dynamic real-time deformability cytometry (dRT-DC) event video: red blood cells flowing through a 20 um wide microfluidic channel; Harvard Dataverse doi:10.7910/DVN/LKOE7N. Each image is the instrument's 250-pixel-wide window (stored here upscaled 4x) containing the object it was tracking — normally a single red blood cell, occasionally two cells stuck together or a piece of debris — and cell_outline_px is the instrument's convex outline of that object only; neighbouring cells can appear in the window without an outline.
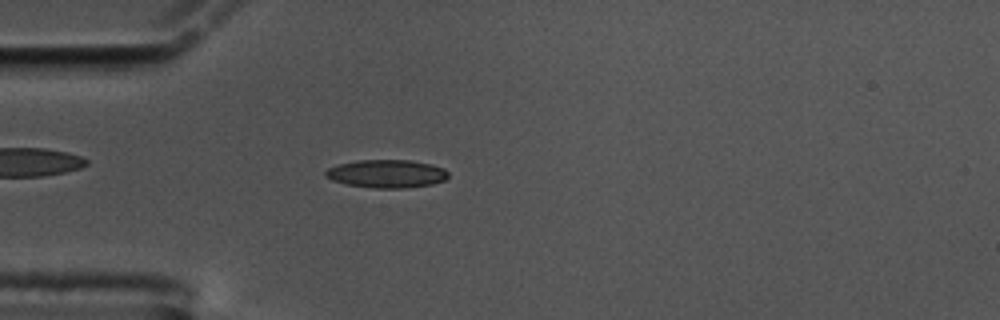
{"species": "common noctule bat (a hibernating species)", "species_latin": "Nyctalus noctula", "temperature_condition": "cold", "stored_images_in_passage": 48, "camera_frame_rate_fps": 3000, "um_per_image_px": 0.085, "animal": {"sex": "male", "body_mass_g": 17.5, "forearm_length_mm": 52.3}, "frame": {"image": 1, "passage_image": 6, "time_ms": 1.667, "image_size_px": [1000, 320], "cell_outline_px": [[448, 176], [444, 180], [432, 184], [404, 188], [376, 188], [348, 184], [332, 180], [324, 176], [324, 172], [328, 168], [340, 164], [360, 160], [408, 160], [432, 164], [444, 168], [448, 172]], "centroid_in_image_um": [32.88, 14.76], "position_along_channel_um": 52.1, "area_um2": 19.94}}
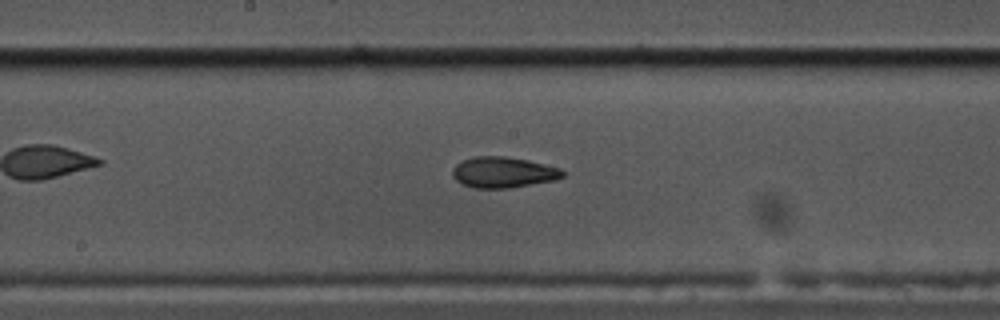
{"frame": {"image": 2, "passage_image": 20, "time_ms": 6.333, "image_size_px": [1000, 320], "cell_outline_px": [[568, 172], [564, 176], [556, 180], [508, 188], [472, 188], [456, 180], [452, 176], [452, 168], [456, 164], [464, 160], [476, 156], [504, 156], [528, 160], [560, 168]], "centroid_in_image_um": [42.8, 14.65], "position_along_channel_um": 205.4, "area_um2": 19.88}}
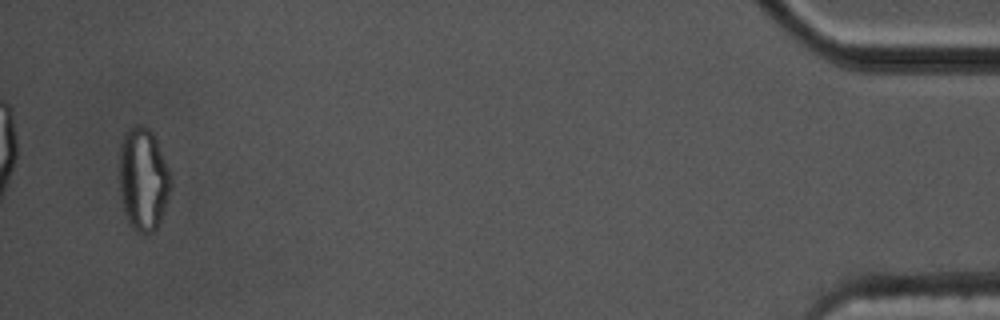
{"frame": {"image": 3, "passage_image": 46, "time_ms": 15.0, "image_size_px": [1000, 320], "cell_outline_px": [[172, 184], [156, 232], [148, 236], [136, 232], [132, 228], [124, 212], [120, 196], [120, 144], [124, 132], [136, 124], [140, 124], [148, 128], [152, 132], [156, 140], [168, 168]], "centroid_in_image_um": [12.16, 15.27], "position_along_channel_um": 423.0, "area_um2": 31.04}, "authors_computed_cell_mechanics": {"area_um2": 19.7387, "velocity_mm_per_s": 3.4606, "shape_relaxation_time_tau1_ms": 6.1224, "shape_relaxation_time_tau2_ms": 3.8895, "deformation_change_tau1": 0.1873, "deformation_change_tau2": 0.1073}}